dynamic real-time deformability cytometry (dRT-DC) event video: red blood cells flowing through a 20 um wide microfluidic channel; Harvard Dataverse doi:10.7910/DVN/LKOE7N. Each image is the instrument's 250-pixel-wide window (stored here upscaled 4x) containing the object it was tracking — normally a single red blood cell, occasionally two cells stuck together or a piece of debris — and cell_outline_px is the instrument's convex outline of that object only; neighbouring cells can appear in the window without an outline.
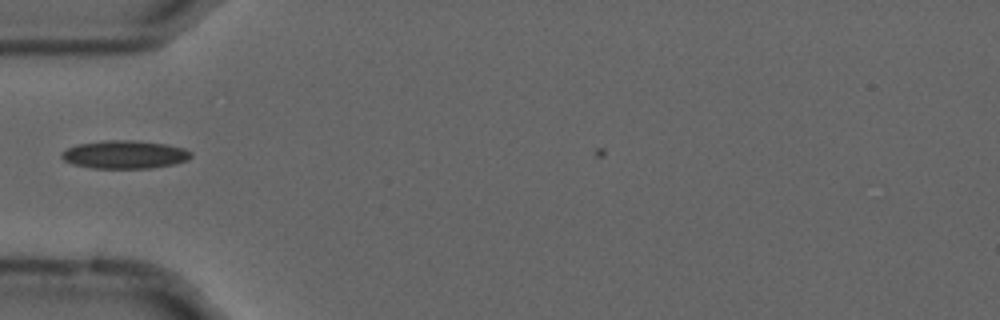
{"species": "common noctule bat (a hibernating species)", "species_latin": "Nyctalus noctula", "temperature_condition": "cold", "stored_images_in_passage": 5, "camera_frame_rate_fps": 3000, "um_per_image_px": 0.085, "animal": {"sex": "male", "forearm_length_mm": 52.5}, "frame": {"image": 1, "passage_image": 2, "time_ms": 0.333, "image_size_px": [1000, 320], "cell_outline_px": [[192, 156], [188, 160], [172, 164], [152, 168], [92, 168], [72, 164], [64, 160], [60, 156], [60, 152], [68, 148], [80, 144], [104, 140], [132, 140], [164, 144], [184, 148], [192, 152]], "centroid_in_image_um": [10.59, 13.14], "position_along_channel_um": 74.4, "area_um2": 21.15}}